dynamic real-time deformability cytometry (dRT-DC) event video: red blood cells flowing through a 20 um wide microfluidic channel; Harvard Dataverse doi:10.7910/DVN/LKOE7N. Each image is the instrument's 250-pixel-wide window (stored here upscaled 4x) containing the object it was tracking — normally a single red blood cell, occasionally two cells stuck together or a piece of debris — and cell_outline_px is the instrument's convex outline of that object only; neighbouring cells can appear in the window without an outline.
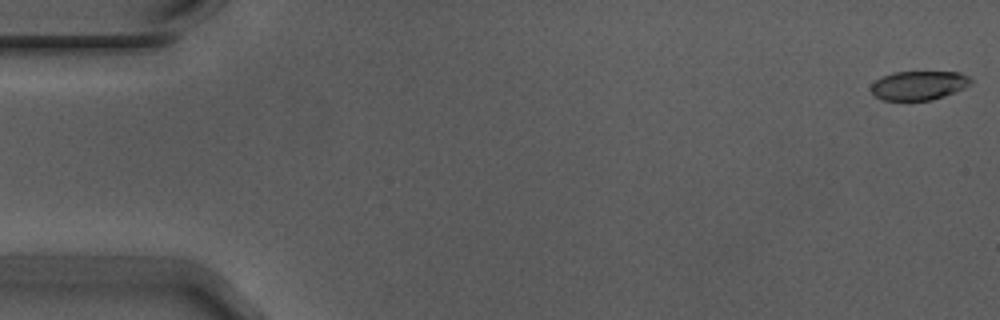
{"species": "Egyptian fruit bat (a non-hibernating species)", "species_latin": "Rousettus aegyptiacus", "temperature_condition": "warm", "stored_images_in_passage": 8, "camera_frame_rate_fps": 3000, "um_per_image_px": 0.085, "animal": {"sex": "male"}, "frame": {"image": 1, "passage_image": 1, "time_ms": 0.0, "image_size_px": [1000, 320], "cell_outline_px": [[972, 84], [944, 96], [932, 100], [880, 100], [872, 92], [872, 84], [876, 80], [892, 72], [960, 72], [968, 76], [972, 80]], "centroid_in_image_um": [78.11, 7.26], "position_along_channel_um": 6.9, "area_um2": 16.76}}